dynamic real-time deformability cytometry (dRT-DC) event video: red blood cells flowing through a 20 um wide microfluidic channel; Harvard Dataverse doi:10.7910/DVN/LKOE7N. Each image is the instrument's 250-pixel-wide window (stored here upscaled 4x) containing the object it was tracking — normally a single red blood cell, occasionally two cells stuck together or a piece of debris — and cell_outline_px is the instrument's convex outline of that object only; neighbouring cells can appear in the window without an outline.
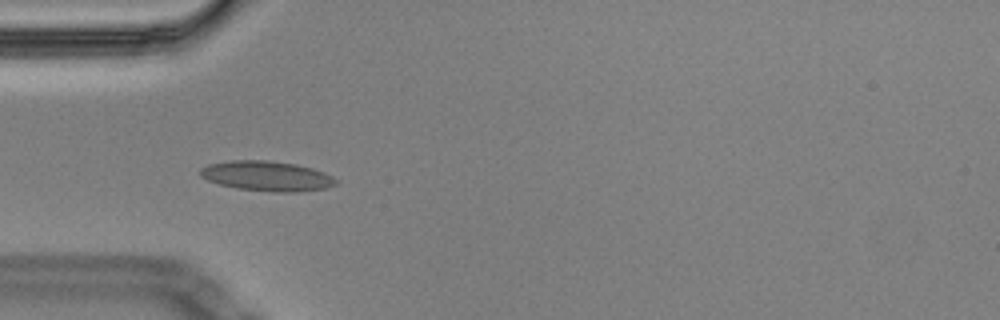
{"species": "Egyptian fruit bat (a non-hibernating species)", "species_latin": "Rousettus aegyptiacus", "temperature_condition": "cold", "stored_images_in_passage": 42, "camera_frame_rate_fps": 3000, "um_per_image_px": 0.085, "animal": {"sex": "male"}, "frame": {"image": 1, "passage_image": 2, "time_ms": 0.333, "image_size_px": [1000, 320], "cell_outline_px": [[340, 180], [336, 184], [328, 188], [296, 192], [272, 192], [236, 188], [220, 184], [208, 180], [200, 176], [200, 168], [208, 164], [228, 160], [268, 160], [296, 164], [312, 168], [324, 172]], "centroid_in_image_um": [22.7, 14.96], "position_along_channel_um": 62.3, "area_um2": 23.93}}
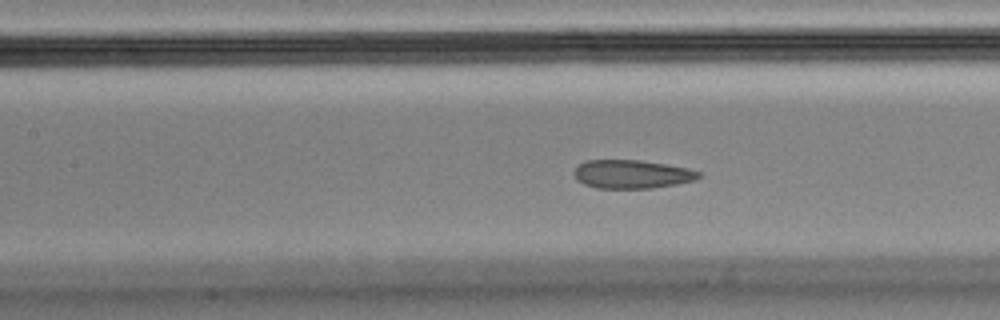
{"frame": {"image": 2, "passage_image": 10, "time_ms": 3.0, "image_size_px": [1000, 320], "cell_outline_px": [[700, 176], [696, 180], [676, 184], [652, 188], [596, 188], [584, 184], [576, 180], [572, 172], [584, 160], [640, 160], [688, 168], [700, 172]], "centroid_in_image_um": [53.68, 14.8], "position_along_channel_um": 153.7, "area_um2": 20.75}}
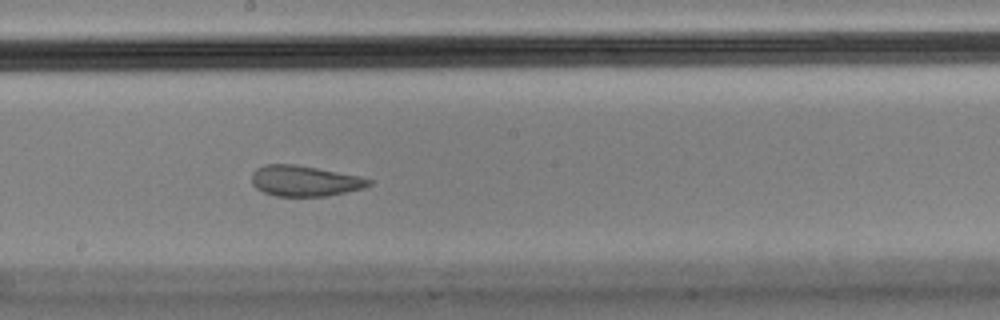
{"frame": {"image": 3, "passage_image": 16, "time_ms": 5.0, "image_size_px": [1000, 320], "cell_outline_px": [[372, 184], [364, 188], [328, 196], [276, 196], [264, 192], [256, 188], [252, 184], [252, 172], [256, 168], [264, 164], [296, 164], [360, 176], [372, 180]], "centroid_in_image_um": [25.89, 15.37], "position_along_channel_um": 222.3, "area_um2": 21.04}, "authors_computed_cell_mechanics": {"area_um2": 22.7732, "velocity_mm_per_s": 3.4389, "shape_relaxation_time_tau1_ms": null, "shape_relaxation_time_tau2_ms": 1.3774, "deformation_change_tau1": null, "deformation_change_tau2": 0.0619}}